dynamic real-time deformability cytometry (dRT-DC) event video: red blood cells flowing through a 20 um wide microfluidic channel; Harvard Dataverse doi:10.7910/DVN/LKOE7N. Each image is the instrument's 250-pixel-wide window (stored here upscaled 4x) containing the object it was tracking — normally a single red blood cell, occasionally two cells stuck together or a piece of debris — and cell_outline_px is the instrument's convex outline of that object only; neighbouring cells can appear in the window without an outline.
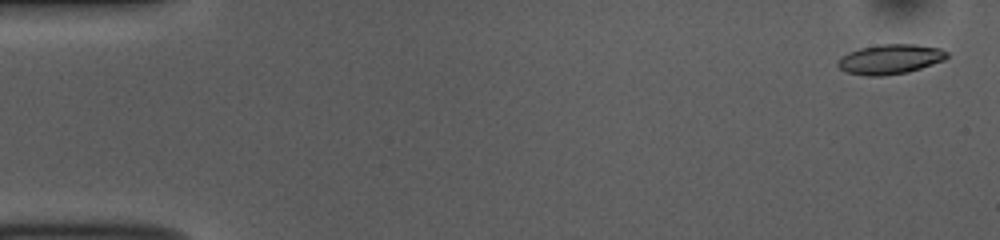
{"species": "common noctule bat (a hibernating species)", "species_latin": "Nyctalus noctula", "temperature_condition": "room temperature", "stored_images_in_passage": 53, "camera_frame_rate_fps": 3000, "um_per_image_px": 0.085, "animal": {"sex": "female", "body_mass_g": 10.0, "forearm_length_mm": 53.1}, "frame": {"image": 1, "passage_image": 2, "time_ms": 0.333, "image_size_px": [1000, 240], "cell_outline_px": [[948, 56], [944, 60], [908, 72], [880, 76], [868, 76], [844, 72], [836, 64], [840, 56], [848, 52], [860, 48], [880, 44], [916, 44], [940, 48], [948, 52]], "centroid_in_image_um": [75.63, 5.03], "position_along_channel_um": 9.4, "area_um2": 19.02}}
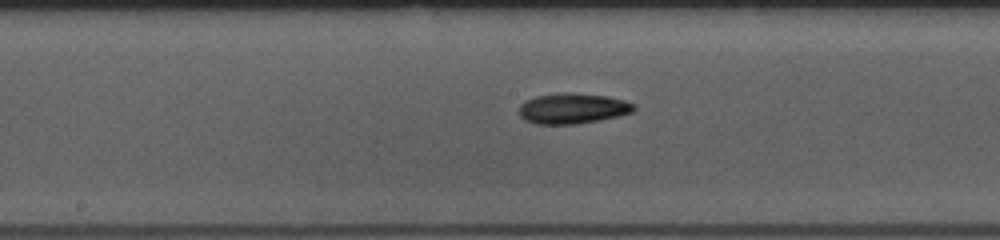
{"frame": {"image": 2, "passage_image": 27, "time_ms": 8.667, "image_size_px": [1000, 240], "cell_outline_px": [[636, 108], [632, 112], [620, 116], [600, 120], [576, 124], [536, 124], [524, 120], [520, 116], [520, 104], [524, 100], [536, 96], [564, 92], [568, 92], [608, 96], [624, 100], [636, 104]], "centroid_in_image_um": [48.69, 9.22], "position_along_channel_um": 199.5, "area_um2": 20.63}}
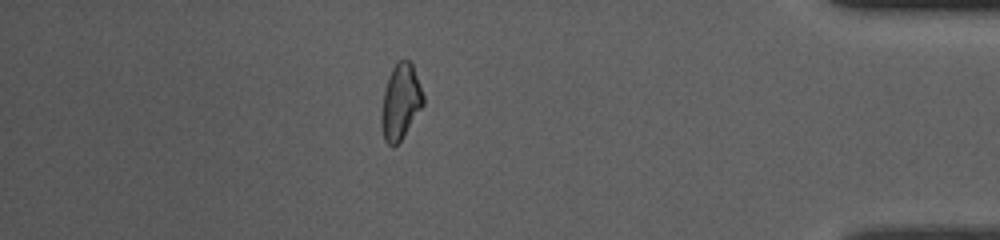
{"frame": {"image": 3, "passage_image": 46, "time_ms": 15.0, "image_size_px": [1000, 240], "cell_outline_px": [[424, 104], [400, 140], [392, 148], [384, 140], [380, 124], [380, 116], [384, 92], [388, 76], [396, 60], [408, 60], [412, 64], [424, 96]], "centroid_in_image_um": [34.02, 8.65], "position_along_channel_um": 401.2, "area_um2": 18.32}, "authors_computed_cell_mechanics": {"area_um2": 18.785, "velocity_mm_per_s": 3.821, "shape_relaxation_time_tau1_ms": 10.692, "shape_relaxation_time_tau2_ms": 6.5768, "deformation_change_tau1": 0.2521, "deformation_change_tau2": 0.138}}